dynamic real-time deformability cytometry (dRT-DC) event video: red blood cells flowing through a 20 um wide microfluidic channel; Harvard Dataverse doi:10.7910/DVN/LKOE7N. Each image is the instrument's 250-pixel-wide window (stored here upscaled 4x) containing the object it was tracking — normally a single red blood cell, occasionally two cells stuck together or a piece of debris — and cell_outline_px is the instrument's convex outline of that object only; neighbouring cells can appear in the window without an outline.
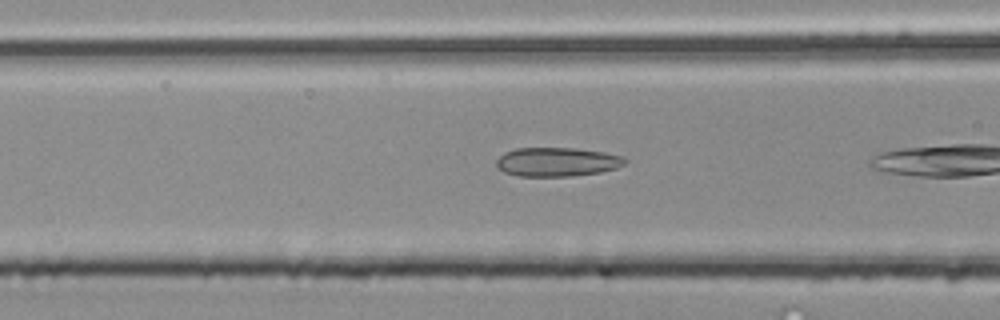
{"species": "common noctule bat (a hibernating species)", "species_latin": "Nyctalus noctula", "temperature_condition": "room temperature", "stored_images_in_passage": 8, "camera_frame_rate_fps": 3000, "um_per_image_px": 0.085, "animal": {"sex": "male", "body_mass_g": 20.4}, "frame": {"image": 1, "passage_image": 4, "time_ms": 1.0, "image_size_px": [1000, 320], "cell_outline_px": [[628, 160], [624, 164], [616, 168], [600, 172], [572, 176], [520, 176], [504, 172], [496, 168], [496, 160], [504, 152], [516, 148], [576, 148], [604, 152], [624, 156]], "centroid_in_image_um": [47.34, 13.76], "position_along_channel_um": 119.3, "area_um2": 21.85}}
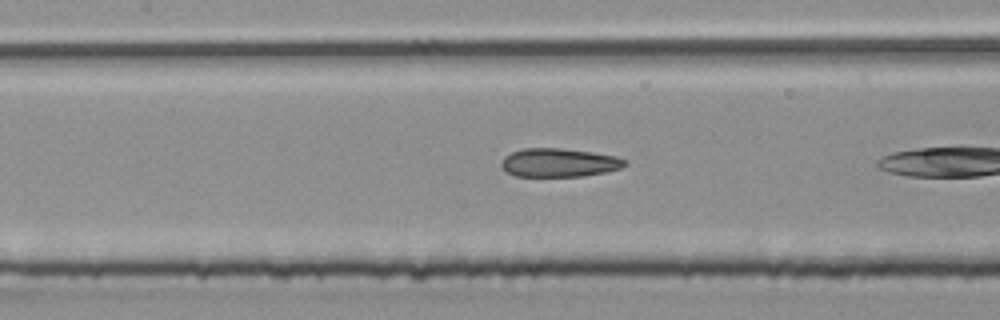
{"frame": {"image": 2, "passage_image": 7, "time_ms": 2.0, "image_size_px": [1000, 320], "cell_outline_px": [[628, 164], [620, 168], [604, 172], [584, 176], [516, 176], [508, 172], [500, 164], [504, 156], [512, 152], [524, 148], [560, 148], [592, 152], [616, 156], [628, 160]], "centroid_in_image_um": [47.54, 13.82], "position_along_channel_um": 159.9, "area_um2": 20.52}}